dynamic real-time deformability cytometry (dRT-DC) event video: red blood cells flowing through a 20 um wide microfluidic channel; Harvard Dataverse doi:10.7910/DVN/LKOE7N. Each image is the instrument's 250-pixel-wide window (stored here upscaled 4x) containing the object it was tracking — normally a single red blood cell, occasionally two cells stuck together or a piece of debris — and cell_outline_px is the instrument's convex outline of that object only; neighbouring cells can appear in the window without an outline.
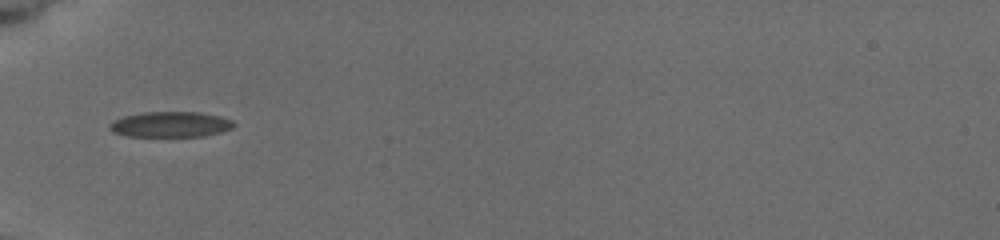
{"species": "common noctule bat (a hibernating species)", "species_latin": "Nyctalus noctula", "temperature_condition": "cold", "stored_images_in_passage": 5, "segment_of_instrument_passage": [2, 2], "camera_frame_rate_fps": 3000, "um_per_image_px": 0.085, "animal": {"sex": "female", "body_mass_g": 19.5, "forearm_length_mm": 54.1}, "frame": {"image": 1, "passage_image": 4, "time_ms": 2.667, "image_size_px": [1000, 240], "cell_outline_px": [[236, 124], [232, 128], [220, 132], [204, 136], [128, 136], [116, 132], [108, 128], [108, 124], [112, 120], [124, 116], [144, 112], [200, 112], [220, 116], [232, 120]], "centroid_in_image_um": [14.5, 10.56], "position_along_channel_um": 70.5, "area_um2": 18.44}}